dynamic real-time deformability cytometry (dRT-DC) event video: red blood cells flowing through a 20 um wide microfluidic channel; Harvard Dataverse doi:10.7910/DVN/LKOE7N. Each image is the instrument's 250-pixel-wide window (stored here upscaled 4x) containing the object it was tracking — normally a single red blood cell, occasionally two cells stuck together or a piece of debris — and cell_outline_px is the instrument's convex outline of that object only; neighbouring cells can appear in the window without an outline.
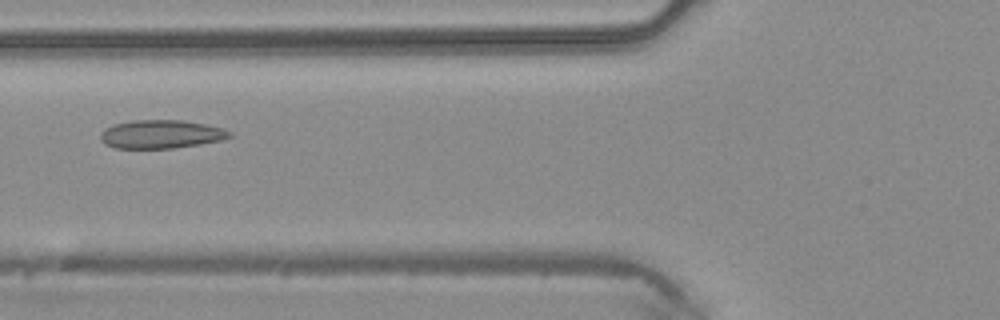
{"species": "common noctule bat (a hibernating species)", "species_latin": "Nyctalus noctula", "temperature_condition": "warm", "stored_images_in_passage": 33, "camera_frame_rate_fps": 3000, "um_per_image_px": 0.085, "animal": {"sex": "male", "body_mass_g": 20.4}, "frame": {"image": 1, "passage_image": 5, "time_ms": 1.333, "image_size_px": [1000, 320], "cell_outline_px": [[232, 136], [220, 140], [200, 144], [172, 148], [112, 148], [104, 144], [100, 140], [100, 132], [104, 128], [112, 124], [132, 120], [184, 120], [224, 128], [232, 132]], "centroid_in_image_um": [13.64, 11.4], "position_along_channel_um": 112.2, "area_um2": 21.62}}
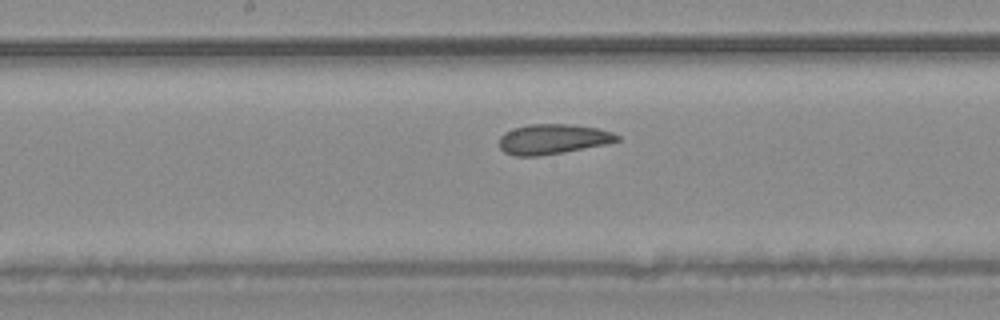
{"frame": {"image": 2, "passage_image": 11, "time_ms": 3.333, "image_size_px": [1000, 320], "cell_outline_px": [[620, 140], [604, 144], [564, 152], [540, 156], [512, 156], [504, 152], [500, 148], [500, 136], [504, 132], [528, 124], [572, 124], [600, 128], [612, 132], [620, 136]], "centroid_in_image_um": [46.99, 11.82], "position_along_channel_um": 201.2, "area_um2": 20.69}}
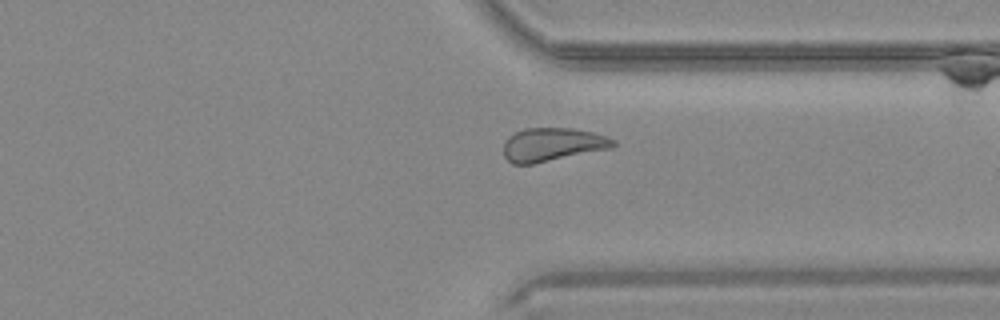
{"frame": {"image": 3, "passage_image": 22, "time_ms": 7.0, "image_size_px": [1000, 320], "cell_outline_px": [[616, 144], [612, 148], [532, 164], [512, 164], [504, 156], [504, 140], [508, 136], [524, 128], [572, 128], [592, 132], [616, 140]], "centroid_in_image_um": [46.94, 12.28], "position_along_channel_um": 364.5, "area_um2": 21.33}}